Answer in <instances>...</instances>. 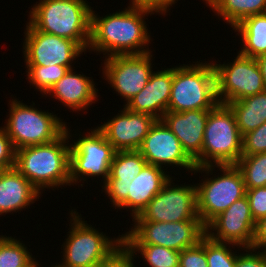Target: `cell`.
Masks as SVG:
<instances>
[{"label":"cell","instance_id":"obj_1","mask_svg":"<svg viewBox=\"0 0 266 267\" xmlns=\"http://www.w3.org/2000/svg\"><path fill=\"white\" fill-rule=\"evenodd\" d=\"M129 5L124 10L119 9L105 17H100L93 9L91 10L88 51L104 53L103 57L106 58L152 52L149 50L151 37L145 16L156 13L150 9Z\"/></svg>","mask_w":266,"mask_h":267},{"label":"cell","instance_id":"obj_2","mask_svg":"<svg viewBox=\"0 0 266 267\" xmlns=\"http://www.w3.org/2000/svg\"><path fill=\"white\" fill-rule=\"evenodd\" d=\"M70 129L54 141L16 150L15 168L43 193L46 188L70 186ZM67 143V144H66Z\"/></svg>","mask_w":266,"mask_h":267},{"label":"cell","instance_id":"obj_3","mask_svg":"<svg viewBox=\"0 0 266 267\" xmlns=\"http://www.w3.org/2000/svg\"><path fill=\"white\" fill-rule=\"evenodd\" d=\"M87 0H39L29 22L41 32L75 41L85 52L90 42L91 10Z\"/></svg>","mask_w":266,"mask_h":267},{"label":"cell","instance_id":"obj_4","mask_svg":"<svg viewBox=\"0 0 266 267\" xmlns=\"http://www.w3.org/2000/svg\"><path fill=\"white\" fill-rule=\"evenodd\" d=\"M206 62L173 67L167 112L212 110L219 104L213 61Z\"/></svg>","mask_w":266,"mask_h":267},{"label":"cell","instance_id":"obj_5","mask_svg":"<svg viewBox=\"0 0 266 267\" xmlns=\"http://www.w3.org/2000/svg\"><path fill=\"white\" fill-rule=\"evenodd\" d=\"M215 167L220 170L221 175L209 178ZM203 171L208 174L203 177H208L201 179L202 183L196 184L197 211L201 222L206 226L233 202L246 196V187L242 173L235 164L206 165L196 167L193 172L195 174Z\"/></svg>","mask_w":266,"mask_h":267},{"label":"cell","instance_id":"obj_6","mask_svg":"<svg viewBox=\"0 0 266 267\" xmlns=\"http://www.w3.org/2000/svg\"><path fill=\"white\" fill-rule=\"evenodd\" d=\"M32 103L27 105L15 98L8 103L10 111L3 128L15 150L52 142L65 131L67 122H62L53 112L38 110Z\"/></svg>","mask_w":266,"mask_h":267},{"label":"cell","instance_id":"obj_7","mask_svg":"<svg viewBox=\"0 0 266 267\" xmlns=\"http://www.w3.org/2000/svg\"><path fill=\"white\" fill-rule=\"evenodd\" d=\"M70 231L63 242L62 264L65 267H95L123 243L122 235L115 239L84 221L75 209L70 211Z\"/></svg>","mask_w":266,"mask_h":267},{"label":"cell","instance_id":"obj_8","mask_svg":"<svg viewBox=\"0 0 266 267\" xmlns=\"http://www.w3.org/2000/svg\"><path fill=\"white\" fill-rule=\"evenodd\" d=\"M243 136L234 112L219 103L209 111L201 152V166L236 164L242 156Z\"/></svg>","mask_w":266,"mask_h":267},{"label":"cell","instance_id":"obj_9","mask_svg":"<svg viewBox=\"0 0 266 267\" xmlns=\"http://www.w3.org/2000/svg\"><path fill=\"white\" fill-rule=\"evenodd\" d=\"M133 222L131 231L122 234L125 245H159L180 252L196 246L206 234L201 220Z\"/></svg>","mask_w":266,"mask_h":267},{"label":"cell","instance_id":"obj_10","mask_svg":"<svg viewBox=\"0 0 266 267\" xmlns=\"http://www.w3.org/2000/svg\"><path fill=\"white\" fill-rule=\"evenodd\" d=\"M87 133L70 144V185L84 183L85 177H102L104 184L110 173L116 150L97 127Z\"/></svg>","mask_w":266,"mask_h":267},{"label":"cell","instance_id":"obj_11","mask_svg":"<svg viewBox=\"0 0 266 267\" xmlns=\"http://www.w3.org/2000/svg\"><path fill=\"white\" fill-rule=\"evenodd\" d=\"M237 53L233 62H213L217 98L221 104L227 105L266 90L257 60Z\"/></svg>","mask_w":266,"mask_h":267},{"label":"cell","instance_id":"obj_12","mask_svg":"<svg viewBox=\"0 0 266 267\" xmlns=\"http://www.w3.org/2000/svg\"><path fill=\"white\" fill-rule=\"evenodd\" d=\"M170 178L162 190L132 221L177 222L200 220L197 211V188L194 185H174Z\"/></svg>","mask_w":266,"mask_h":267},{"label":"cell","instance_id":"obj_13","mask_svg":"<svg viewBox=\"0 0 266 267\" xmlns=\"http://www.w3.org/2000/svg\"><path fill=\"white\" fill-rule=\"evenodd\" d=\"M152 52L143 54L115 55L107 57L102 63V78L122 96L127 104L136 94L144 89L152 70Z\"/></svg>","mask_w":266,"mask_h":267},{"label":"cell","instance_id":"obj_14","mask_svg":"<svg viewBox=\"0 0 266 267\" xmlns=\"http://www.w3.org/2000/svg\"><path fill=\"white\" fill-rule=\"evenodd\" d=\"M23 57L25 65L66 66L73 69V60L85 51L67 38L38 31L29 21L24 32Z\"/></svg>","mask_w":266,"mask_h":267},{"label":"cell","instance_id":"obj_15","mask_svg":"<svg viewBox=\"0 0 266 267\" xmlns=\"http://www.w3.org/2000/svg\"><path fill=\"white\" fill-rule=\"evenodd\" d=\"M147 164L160 168L174 166L192 174L195 162L184 151L181 142L162 119L156 120L138 150ZM165 165V166H164Z\"/></svg>","mask_w":266,"mask_h":267},{"label":"cell","instance_id":"obj_16","mask_svg":"<svg viewBox=\"0 0 266 267\" xmlns=\"http://www.w3.org/2000/svg\"><path fill=\"white\" fill-rule=\"evenodd\" d=\"M205 228L206 235L215 241L251 248L255 220L247 197L244 196L233 202L226 210L213 218Z\"/></svg>","mask_w":266,"mask_h":267},{"label":"cell","instance_id":"obj_17","mask_svg":"<svg viewBox=\"0 0 266 267\" xmlns=\"http://www.w3.org/2000/svg\"><path fill=\"white\" fill-rule=\"evenodd\" d=\"M116 116L97 128L116 151L139 150L156 118L123 107Z\"/></svg>","mask_w":266,"mask_h":267},{"label":"cell","instance_id":"obj_18","mask_svg":"<svg viewBox=\"0 0 266 267\" xmlns=\"http://www.w3.org/2000/svg\"><path fill=\"white\" fill-rule=\"evenodd\" d=\"M209 111L166 112L162 117L196 167H201L202 144Z\"/></svg>","mask_w":266,"mask_h":267},{"label":"cell","instance_id":"obj_19","mask_svg":"<svg viewBox=\"0 0 266 267\" xmlns=\"http://www.w3.org/2000/svg\"><path fill=\"white\" fill-rule=\"evenodd\" d=\"M173 81V66L153 71L149 81L139 94L124 105L130 111L144 113L162 119L167 112Z\"/></svg>","mask_w":266,"mask_h":267},{"label":"cell","instance_id":"obj_20","mask_svg":"<svg viewBox=\"0 0 266 267\" xmlns=\"http://www.w3.org/2000/svg\"><path fill=\"white\" fill-rule=\"evenodd\" d=\"M73 70H68L46 95H51L64 106L76 112L86 110L95 101L97 102L98 90L91 77H87L83 73L76 74V71L73 72Z\"/></svg>","mask_w":266,"mask_h":267},{"label":"cell","instance_id":"obj_21","mask_svg":"<svg viewBox=\"0 0 266 267\" xmlns=\"http://www.w3.org/2000/svg\"><path fill=\"white\" fill-rule=\"evenodd\" d=\"M171 178L165 170L146 164L141 172L129 183L127 200L118 208L131 211L134 219L146 208L147 204L159 193Z\"/></svg>","mask_w":266,"mask_h":267},{"label":"cell","instance_id":"obj_22","mask_svg":"<svg viewBox=\"0 0 266 267\" xmlns=\"http://www.w3.org/2000/svg\"><path fill=\"white\" fill-rule=\"evenodd\" d=\"M41 195L15 167L3 170L0 174V216L21 212Z\"/></svg>","mask_w":266,"mask_h":267},{"label":"cell","instance_id":"obj_23","mask_svg":"<svg viewBox=\"0 0 266 267\" xmlns=\"http://www.w3.org/2000/svg\"><path fill=\"white\" fill-rule=\"evenodd\" d=\"M233 30L242 37L241 55L257 59L266 54V12L244 18Z\"/></svg>","mask_w":266,"mask_h":267},{"label":"cell","instance_id":"obj_24","mask_svg":"<svg viewBox=\"0 0 266 267\" xmlns=\"http://www.w3.org/2000/svg\"><path fill=\"white\" fill-rule=\"evenodd\" d=\"M227 105L234 112L242 136L266 122V90Z\"/></svg>","mask_w":266,"mask_h":267},{"label":"cell","instance_id":"obj_25","mask_svg":"<svg viewBox=\"0 0 266 267\" xmlns=\"http://www.w3.org/2000/svg\"><path fill=\"white\" fill-rule=\"evenodd\" d=\"M234 28L244 18L266 12V0H221L212 10Z\"/></svg>","mask_w":266,"mask_h":267},{"label":"cell","instance_id":"obj_26","mask_svg":"<svg viewBox=\"0 0 266 267\" xmlns=\"http://www.w3.org/2000/svg\"><path fill=\"white\" fill-rule=\"evenodd\" d=\"M146 164L147 161L138 150L116 151L110 166L108 179L132 181Z\"/></svg>","mask_w":266,"mask_h":267},{"label":"cell","instance_id":"obj_27","mask_svg":"<svg viewBox=\"0 0 266 267\" xmlns=\"http://www.w3.org/2000/svg\"><path fill=\"white\" fill-rule=\"evenodd\" d=\"M28 251L15 237L0 235V267H35L36 258Z\"/></svg>","mask_w":266,"mask_h":267},{"label":"cell","instance_id":"obj_28","mask_svg":"<svg viewBox=\"0 0 266 267\" xmlns=\"http://www.w3.org/2000/svg\"><path fill=\"white\" fill-rule=\"evenodd\" d=\"M235 165L242 173L246 189L266 187V152L241 156Z\"/></svg>","mask_w":266,"mask_h":267},{"label":"cell","instance_id":"obj_29","mask_svg":"<svg viewBox=\"0 0 266 267\" xmlns=\"http://www.w3.org/2000/svg\"><path fill=\"white\" fill-rule=\"evenodd\" d=\"M26 76L30 82V85L34 86L35 89L40 91L44 96L49 90L59 81L69 70L66 66L52 65V66H41V65H25Z\"/></svg>","mask_w":266,"mask_h":267},{"label":"cell","instance_id":"obj_30","mask_svg":"<svg viewBox=\"0 0 266 267\" xmlns=\"http://www.w3.org/2000/svg\"><path fill=\"white\" fill-rule=\"evenodd\" d=\"M137 255L139 252L143 260L150 267H179L180 252L159 245H126ZM137 252V253H136Z\"/></svg>","mask_w":266,"mask_h":267},{"label":"cell","instance_id":"obj_31","mask_svg":"<svg viewBox=\"0 0 266 267\" xmlns=\"http://www.w3.org/2000/svg\"><path fill=\"white\" fill-rule=\"evenodd\" d=\"M231 245L234 246V250L235 246L244 250L243 247L231 243L215 241L205 234L204 250L208 267H235L238 254L229 249Z\"/></svg>","mask_w":266,"mask_h":267},{"label":"cell","instance_id":"obj_32","mask_svg":"<svg viewBox=\"0 0 266 267\" xmlns=\"http://www.w3.org/2000/svg\"><path fill=\"white\" fill-rule=\"evenodd\" d=\"M266 152V122L243 135L242 156Z\"/></svg>","mask_w":266,"mask_h":267},{"label":"cell","instance_id":"obj_33","mask_svg":"<svg viewBox=\"0 0 266 267\" xmlns=\"http://www.w3.org/2000/svg\"><path fill=\"white\" fill-rule=\"evenodd\" d=\"M179 267H208L204 236L196 246L180 251Z\"/></svg>","mask_w":266,"mask_h":267},{"label":"cell","instance_id":"obj_34","mask_svg":"<svg viewBox=\"0 0 266 267\" xmlns=\"http://www.w3.org/2000/svg\"><path fill=\"white\" fill-rule=\"evenodd\" d=\"M131 181H121V179H107L102 190L107 193L111 205L118 209L128 197V187Z\"/></svg>","mask_w":266,"mask_h":267},{"label":"cell","instance_id":"obj_35","mask_svg":"<svg viewBox=\"0 0 266 267\" xmlns=\"http://www.w3.org/2000/svg\"><path fill=\"white\" fill-rule=\"evenodd\" d=\"M134 256V257H133ZM135 255L122 243L105 260L95 267H137L134 265Z\"/></svg>","mask_w":266,"mask_h":267},{"label":"cell","instance_id":"obj_36","mask_svg":"<svg viewBox=\"0 0 266 267\" xmlns=\"http://www.w3.org/2000/svg\"><path fill=\"white\" fill-rule=\"evenodd\" d=\"M246 197L255 222L266 216V187L246 189Z\"/></svg>","mask_w":266,"mask_h":267},{"label":"cell","instance_id":"obj_37","mask_svg":"<svg viewBox=\"0 0 266 267\" xmlns=\"http://www.w3.org/2000/svg\"><path fill=\"white\" fill-rule=\"evenodd\" d=\"M16 150L5 129L0 127V169L15 167Z\"/></svg>","mask_w":266,"mask_h":267},{"label":"cell","instance_id":"obj_38","mask_svg":"<svg viewBox=\"0 0 266 267\" xmlns=\"http://www.w3.org/2000/svg\"><path fill=\"white\" fill-rule=\"evenodd\" d=\"M244 251L246 253L238 252L235 267H266V251L253 248H244Z\"/></svg>","mask_w":266,"mask_h":267},{"label":"cell","instance_id":"obj_39","mask_svg":"<svg viewBox=\"0 0 266 267\" xmlns=\"http://www.w3.org/2000/svg\"><path fill=\"white\" fill-rule=\"evenodd\" d=\"M177 1L178 0H131L129 4L150 9L156 12V14L165 15L169 12L170 6L177 3Z\"/></svg>","mask_w":266,"mask_h":267},{"label":"cell","instance_id":"obj_40","mask_svg":"<svg viewBox=\"0 0 266 267\" xmlns=\"http://www.w3.org/2000/svg\"><path fill=\"white\" fill-rule=\"evenodd\" d=\"M251 248L266 251V216L255 222Z\"/></svg>","mask_w":266,"mask_h":267},{"label":"cell","instance_id":"obj_41","mask_svg":"<svg viewBox=\"0 0 266 267\" xmlns=\"http://www.w3.org/2000/svg\"><path fill=\"white\" fill-rule=\"evenodd\" d=\"M256 60L262 73L263 81L266 87V54L261 55Z\"/></svg>","mask_w":266,"mask_h":267},{"label":"cell","instance_id":"obj_42","mask_svg":"<svg viewBox=\"0 0 266 267\" xmlns=\"http://www.w3.org/2000/svg\"><path fill=\"white\" fill-rule=\"evenodd\" d=\"M212 10L221 2V0H203Z\"/></svg>","mask_w":266,"mask_h":267},{"label":"cell","instance_id":"obj_43","mask_svg":"<svg viewBox=\"0 0 266 267\" xmlns=\"http://www.w3.org/2000/svg\"><path fill=\"white\" fill-rule=\"evenodd\" d=\"M57 264H58V265H57ZM57 264H56V265L54 264V265L51 266V267H65L61 262H60V264H59V263H57ZM35 267H40V264H39L38 261H36Z\"/></svg>","mask_w":266,"mask_h":267}]
</instances>
